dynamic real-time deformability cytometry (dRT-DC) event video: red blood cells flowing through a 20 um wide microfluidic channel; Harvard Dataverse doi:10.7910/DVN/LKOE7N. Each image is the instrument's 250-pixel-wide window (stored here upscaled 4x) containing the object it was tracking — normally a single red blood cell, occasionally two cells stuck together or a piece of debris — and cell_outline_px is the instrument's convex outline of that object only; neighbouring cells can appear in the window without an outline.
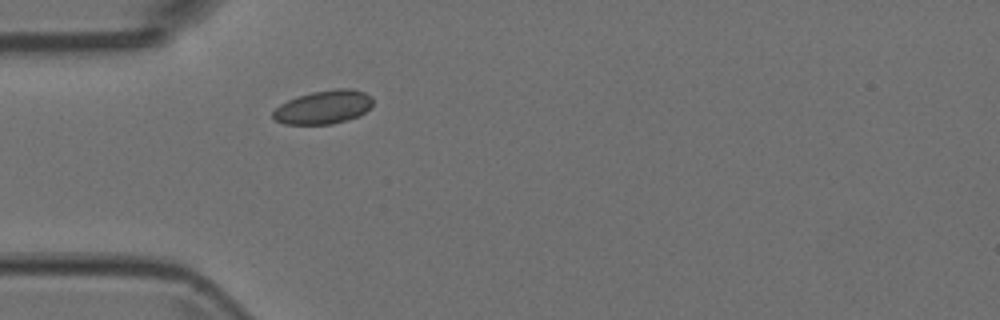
{"species": "Egyptian fruit bat (a non-hibernating species)", "species_latin": "Rousettus aegyptiacus", "temperature_condition": "room temperature", "stored_images_in_passage": 2, "camera_frame_rate_fps": 3000, "um_per_image_px": 0.085, "animal": {"sex": "female"}, "frame": {"image": 1, "passage_image": 2, "time_ms": 0.333, "image_size_px": [1000, 320], "cell_outline_px": [[372, 104], [360, 116], [348, 120], [332, 124], [284, 124], [272, 120], [272, 112], [280, 104], [288, 100], [312, 92], [336, 88], [352, 88], [364, 92], [372, 96]], "centroid_in_image_um": [27.49, 9.11], "position_along_channel_um": 57.5, "area_um2": 19.65}}